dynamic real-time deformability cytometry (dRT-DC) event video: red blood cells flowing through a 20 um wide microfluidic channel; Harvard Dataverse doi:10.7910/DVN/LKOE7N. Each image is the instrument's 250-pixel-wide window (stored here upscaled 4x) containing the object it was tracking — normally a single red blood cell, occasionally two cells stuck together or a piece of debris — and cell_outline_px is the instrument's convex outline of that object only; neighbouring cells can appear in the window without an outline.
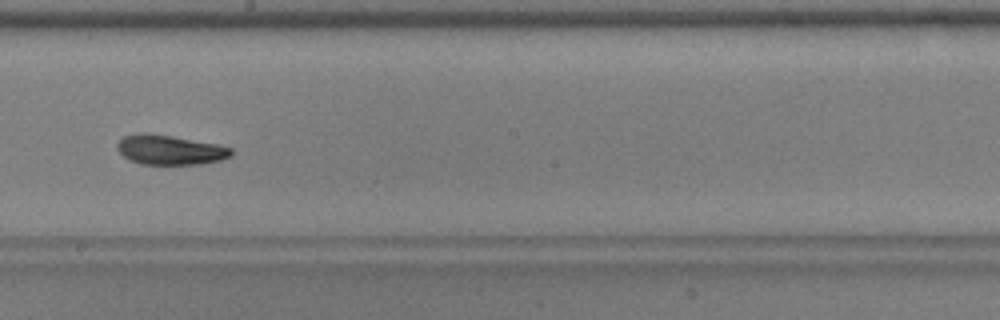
{"species": "common noctule bat (a hibernating species)", "species_latin": "Nyctalus noctula", "temperature_condition": "warm", "stored_images_in_passage": 36, "camera_frame_rate_fps": 3000, "um_per_image_px": 0.085, "animal": {"sex": "male", "body_mass_g": 17.9, "forearm_length_mm": 54.2}, "frame": {"image": 1, "passage_image": 16, "time_ms": 5.0, "image_size_px": [1000, 320], "cell_outline_px": [[232, 156], [220, 160], [200, 164], [140, 164], [128, 160], [116, 148], [116, 144], [124, 136], [140, 132], [144, 132], [172, 136], [220, 144], [232, 148]], "centroid_in_image_um": [14.44, 12.73], "position_along_channel_um": 233.8, "area_um2": 19.88}, "authors_computed_cell_mechanics": {"area_um2": 19.6231, "velocity_mm_per_s": 3.9159, "shape_relaxation_time_tau1_ms": 4.8395, "shape_relaxation_time_tau2_ms": 4.1761, "deformation_change_tau1": 0.1564, "deformation_change_tau2": 0.1081}}